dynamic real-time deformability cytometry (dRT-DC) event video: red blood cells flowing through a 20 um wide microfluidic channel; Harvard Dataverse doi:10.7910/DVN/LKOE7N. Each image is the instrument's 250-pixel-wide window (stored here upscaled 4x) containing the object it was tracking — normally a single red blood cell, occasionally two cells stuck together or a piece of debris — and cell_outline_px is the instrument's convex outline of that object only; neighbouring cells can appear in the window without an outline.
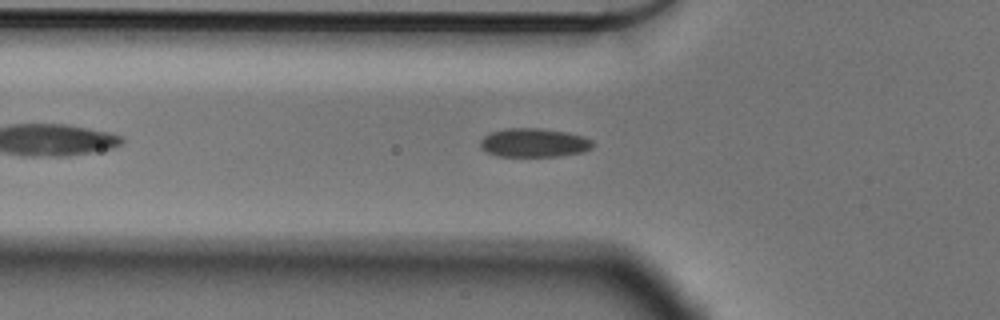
{"species": "Egyptian fruit bat (a non-hibernating species)", "species_latin": "Rousettus aegyptiacus", "temperature_condition": "cold", "stored_images_in_passage": 45, "camera_frame_rate_fps": 3000, "um_per_image_px": 0.085, "animal": {"sex": "male"}, "frame": {"image": 1, "passage_image": 8, "time_ms": 2.333, "image_size_px": [1000, 320], "cell_outline_px": [[592, 148], [584, 152], [560, 156], [496, 156], [480, 148], [480, 140], [488, 132], [504, 128], [540, 128], [564, 132], [584, 136], [592, 140]], "centroid_in_image_um": [45.36, 12.13], "position_along_channel_um": 80.4, "area_um2": 19.02}}
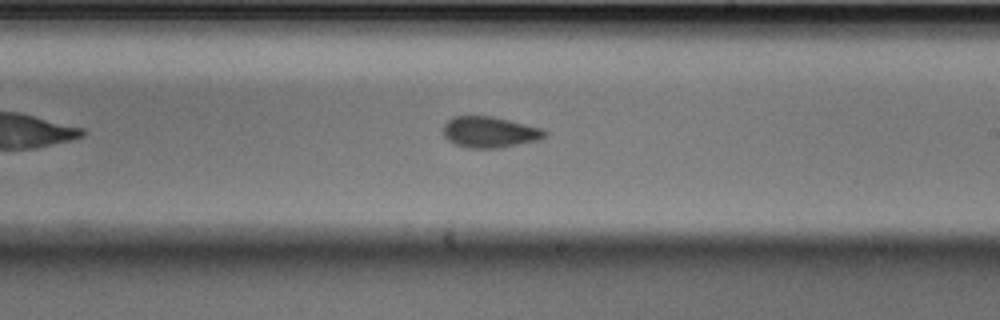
{"frame": {"image": 2, "passage_image": 22, "time_ms": 7.0, "image_size_px": [1000, 320], "cell_outline_px": [[548, 136], [540, 140], [500, 148], [468, 148], [456, 144], [448, 140], [444, 136], [444, 124], [448, 120], [456, 116], [492, 116], [540, 128], [548, 132]], "centroid_in_image_um": [41.65, 11.24], "position_along_channel_um": 247.4, "area_um2": 18.32}}
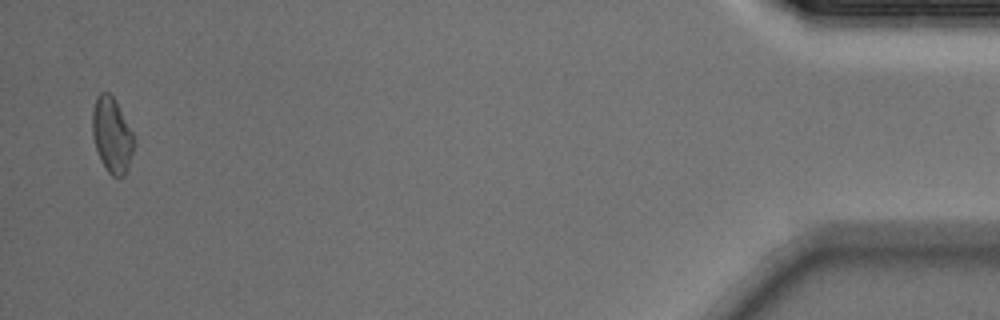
{"frame": {"image": 3, "passage_image": 44, "time_ms": 14.333, "image_size_px": [1000, 320], "cell_outline_px": [[136, 144], [128, 168], [124, 176], [112, 176], [104, 168], [100, 160], [92, 136], [92, 112], [96, 96], [100, 92], [108, 92], [116, 100], [136, 140]], "centroid_in_image_um": [9.52, 11.49], "position_along_channel_um": 425.7, "area_um2": 18.55}}